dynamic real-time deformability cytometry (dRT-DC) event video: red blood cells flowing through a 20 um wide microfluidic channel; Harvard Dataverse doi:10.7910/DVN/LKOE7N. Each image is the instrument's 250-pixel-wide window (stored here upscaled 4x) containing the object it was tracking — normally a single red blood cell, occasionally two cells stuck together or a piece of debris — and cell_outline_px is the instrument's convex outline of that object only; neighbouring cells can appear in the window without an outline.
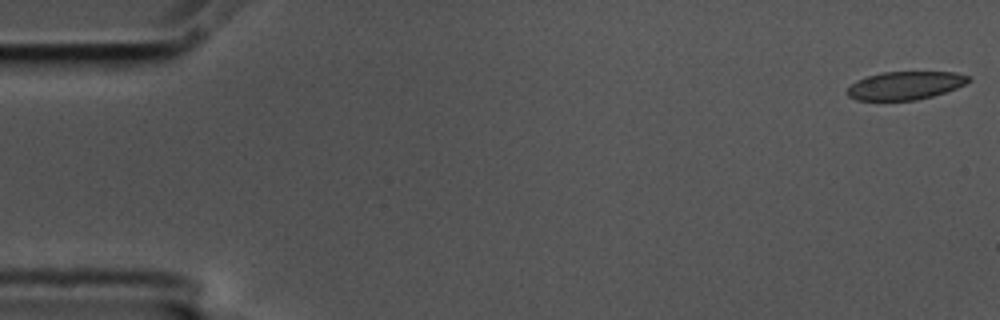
{"species": "common noctule bat (a hibernating species)", "species_latin": "Nyctalus noctula", "temperature_condition": "cold", "stored_images_in_passage": 56, "camera_frame_rate_fps": 3000, "um_per_image_px": 0.085, "animal": {"sex": "male", "body_mass_g": 17.5, "forearm_length_mm": 52.3}, "frame": {"image": 1, "passage_image": 1, "time_ms": 0.0, "image_size_px": [1000, 320], "cell_outline_px": [[972, 80], [956, 88], [932, 96], [916, 100], [856, 100], [848, 96], [848, 88], [856, 80], [880, 72], [956, 72], [968, 76]], "centroid_in_image_um": [76.94, 7.26], "position_along_channel_um": 8.1, "area_um2": 19.77}}
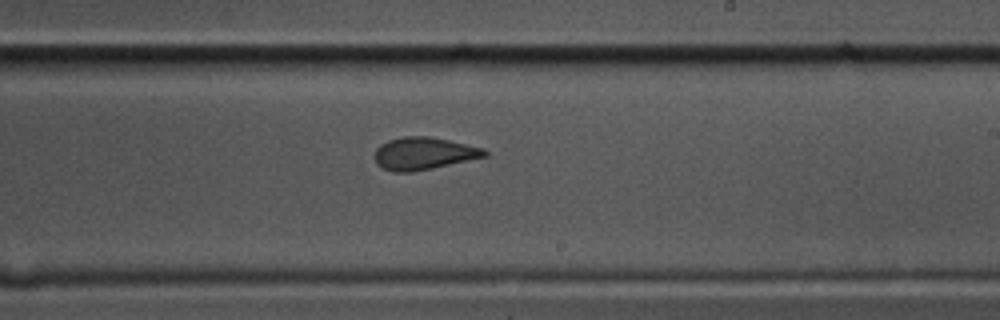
{"frame": {"image": 2, "passage_image": 33, "time_ms": 10.667, "image_size_px": [1000, 320], "cell_outline_px": [[488, 156], [432, 168], [412, 172], [392, 172], [380, 168], [376, 164], [372, 156], [376, 148], [380, 144], [388, 140], [404, 136], [428, 136], [448, 140], [484, 148], [488, 152]], "centroid_in_image_um": [35.95, 13.05], "position_along_channel_um": 253.0, "area_um2": 21.04}}
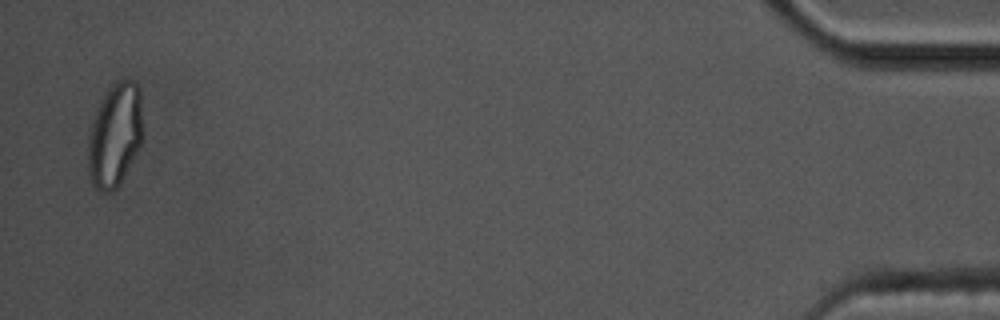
{"frame": {"image": 3, "passage_image": 55, "time_ms": 18.0, "image_size_px": [1000, 320], "cell_outline_px": [[144, 132], [140, 144], [120, 184], [116, 188], [108, 192], [104, 192], [96, 188], [88, 172], [88, 136], [96, 112], [104, 96], [116, 80], [132, 80], [140, 88], [144, 128]], "centroid_in_image_um": [9.8, 11.47], "position_along_channel_um": 425.4, "area_um2": 32.95}, "authors_computed_cell_mechanics": {"area_um2": 21.4149, "velocity_mm_per_s": 3.5519, "shape_relaxation_time_tau1_ms": null, "shape_relaxation_time_tau2_ms": 1.468, "deformation_change_tau1": null, "deformation_change_tau2": 0.066}}